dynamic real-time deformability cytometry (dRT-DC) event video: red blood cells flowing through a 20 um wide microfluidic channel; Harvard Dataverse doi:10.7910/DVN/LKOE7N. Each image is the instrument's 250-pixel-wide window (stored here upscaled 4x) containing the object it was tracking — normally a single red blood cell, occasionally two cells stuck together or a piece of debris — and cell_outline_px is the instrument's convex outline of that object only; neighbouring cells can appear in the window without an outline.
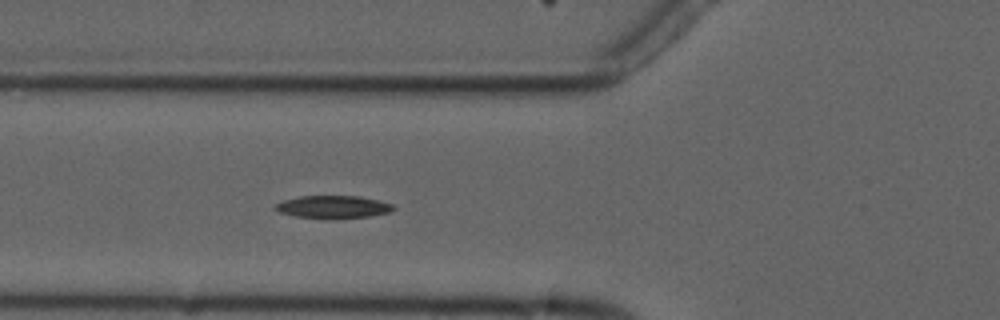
{"species": "common noctule bat (a hibernating species)", "species_latin": "Nyctalus noctula", "temperature_condition": "cold", "stored_images_in_passage": 5, "camera_frame_rate_fps": 3000, "um_per_image_px": 0.085, "animal": {"sex": "male", "forearm_length_mm": 52.5}, "frame": {"image": 1, "passage_image": 5, "time_ms": 5.333, "image_size_px": [1000, 320], "cell_outline_px": [[396, 208], [388, 212], [368, 216], [296, 216], [280, 212], [272, 208], [276, 204], [284, 200], [300, 196], [360, 196], [392, 204]], "centroid_in_image_um": [28.29, 17.54], "position_along_channel_um": 97.5, "area_um2": 14.62}}